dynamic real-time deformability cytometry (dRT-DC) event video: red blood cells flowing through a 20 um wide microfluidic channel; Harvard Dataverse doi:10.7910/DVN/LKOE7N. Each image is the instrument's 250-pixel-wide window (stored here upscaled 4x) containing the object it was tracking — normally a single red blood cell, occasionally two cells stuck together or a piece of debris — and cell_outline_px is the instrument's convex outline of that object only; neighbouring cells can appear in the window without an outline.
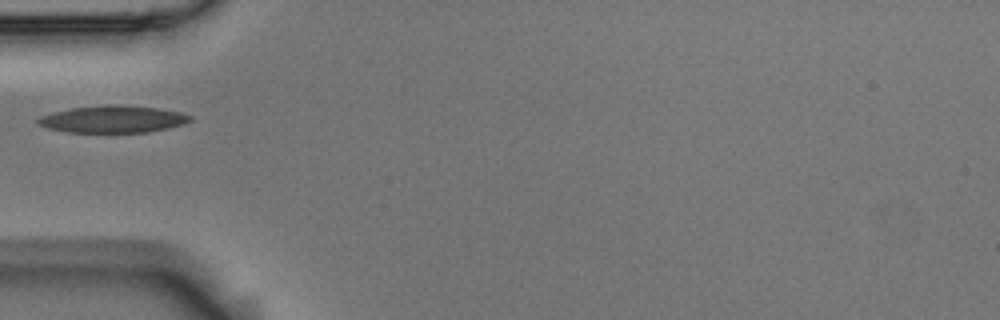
{"species": "Egyptian fruit bat (a non-hibernating species)", "species_latin": "Rousettus aegyptiacus", "temperature_condition": "room temperature", "stored_images_in_passage": 1, "camera_frame_rate_fps": 3000, "um_per_image_px": 0.085, "animal": {"sex": "male"}, "frame": {"image": 1, "passage_image": 1, "time_ms": 0.0, "image_size_px": [1000, 320], "cell_outline_px": [[192, 120], [184, 124], [168, 128], [148, 132], [68, 132], [48, 128], [36, 124], [36, 120], [40, 116], [52, 112], [72, 108], [108, 104], [116, 104], [156, 108], [180, 112], [192, 116]], "centroid_in_image_um": [9.58, 10.13], "position_along_channel_um": 75.4, "area_um2": 24.04}}